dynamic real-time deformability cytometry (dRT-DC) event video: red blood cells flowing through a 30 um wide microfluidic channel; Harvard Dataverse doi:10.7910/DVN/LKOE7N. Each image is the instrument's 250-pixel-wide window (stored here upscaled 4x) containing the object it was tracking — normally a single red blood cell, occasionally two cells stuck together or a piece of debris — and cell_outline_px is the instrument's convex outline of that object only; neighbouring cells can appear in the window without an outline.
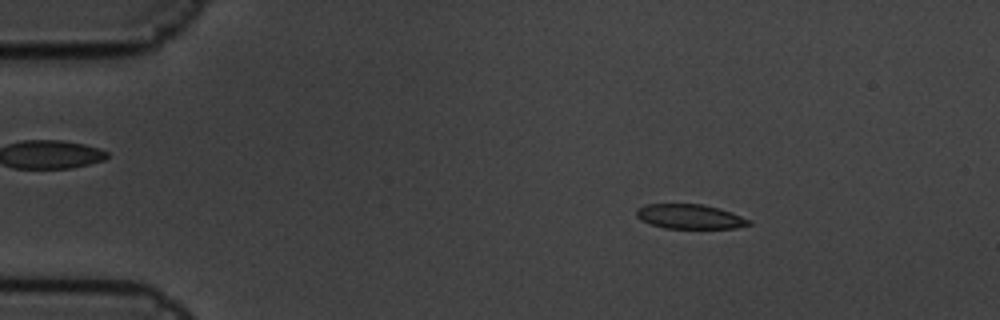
{"species": "common noctule bat (a hibernating species)", "species_latin": "Nyctalus noctula", "temperature_condition": "cold", "stored_images_in_passage": 6, "camera_frame_rate_fps": 3000, "um_per_image_px": 0.085, "animal": {"sex": "male", "body_mass_g": 19.5, "forearm_length_mm": 54.6}, "frame": {"image": 1, "passage_image": 3, "time_ms": 0.667, "image_size_px": [1000, 320], "cell_outline_px": [[752, 224], [736, 228], [664, 228], [652, 224], [636, 216], [636, 208], [644, 204], [700, 204], [720, 208], [732, 212], [752, 220]], "centroid_in_image_um": [58.68, 18.4], "position_along_channel_um": 26.3, "area_um2": 16.13}}
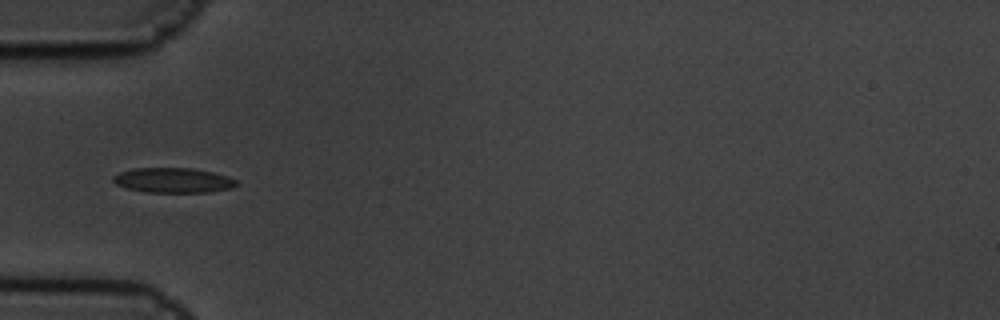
{"frame": {"image": 2, "passage_image": 6, "time_ms": 1.667, "image_size_px": [1000, 320], "cell_outline_px": [[236, 184], [232, 188], [208, 192], [144, 192], [128, 188], [116, 184], [112, 180], [112, 176], [120, 172], [132, 168], [192, 168], [212, 172], [236, 180]], "centroid_in_image_um": [14.67, 15.32], "position_along_channel_um": 70.3, "area_um2": 17.74}}